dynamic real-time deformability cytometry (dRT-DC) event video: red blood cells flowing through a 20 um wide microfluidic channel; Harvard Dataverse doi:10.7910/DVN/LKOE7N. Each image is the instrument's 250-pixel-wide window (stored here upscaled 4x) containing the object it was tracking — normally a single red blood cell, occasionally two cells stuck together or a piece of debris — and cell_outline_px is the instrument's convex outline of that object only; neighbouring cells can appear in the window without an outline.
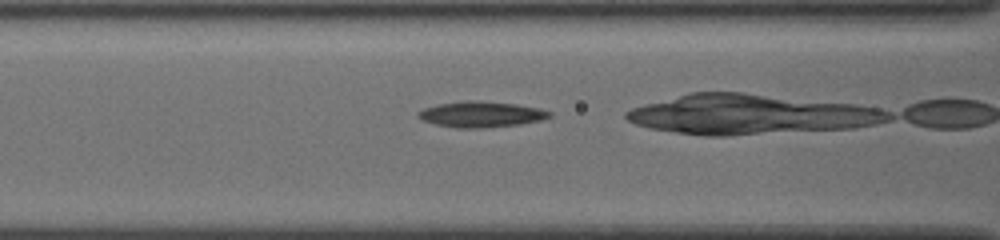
{"species": "common noctule bat (a hibernating species)", "species_latin": "Nyctalus noctula", "temperature_condition": "cold", "stored_images_in_passage": 23, "camera_frame_rate_fps": 3000, "um_per_image_px": 0.085, "animal": {"sex": "female", "body_mass_g": 19.5, "forearm_length_mm": 54.1}, "frame": {"image": 1, "passage_image": 21, "time_ms": 6.667, "image_size_px": [1000, 240], "cell_outline_px": [[552, 116], [540, 120], [520, 124], [484, 128], [456, 128], [432, 124], [416, 116], [416, 112], [424, 108], [440, 104], [468, 100], [476, 100], [516, 104], [540, 108], [552, 112]], "centroid_in_image_um": [40.88, 9.72], "position_along_channel_um": 125.7, "area_um2": 19.83}}